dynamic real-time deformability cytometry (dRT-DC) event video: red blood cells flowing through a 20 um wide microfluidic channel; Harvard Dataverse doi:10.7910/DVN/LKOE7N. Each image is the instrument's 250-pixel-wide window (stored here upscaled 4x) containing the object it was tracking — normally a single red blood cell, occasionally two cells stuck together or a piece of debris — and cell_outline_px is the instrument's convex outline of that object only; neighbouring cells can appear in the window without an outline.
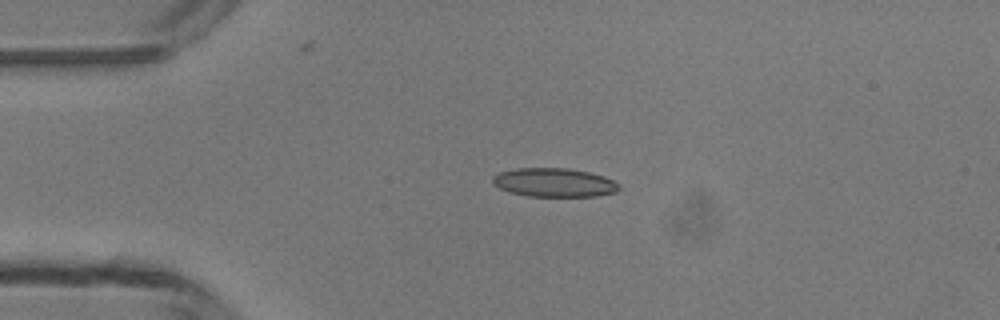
{"species": "common noctule bat (a hibernating species)", "species_latin": "Nyctalus noctula", "temperature_condition": "room temperature", "stored_images_in_passage": 3, "camera_frame_rate_fps": 3000, "um_per_image_px": 0.085, "animal": {"sex": "male", "body_mass_g": 13.3}, "frame": {"image": 1, "passage_image": 3, "time_ms": 2.333, "image_size_px": [1000, 320], "cell_outline_px": [[620, 188], [616, 192], [596, 196], [528, 196], [508, 192], [492, 184], [492, 176], [500, 172], [516, 168], [568, 168], [588, 172], [604, 176], [620, 184]], "centroid_in_image_um": [47.09, 15.51], "position_along_channel_um": 37.9, "area_um2": 21.27}}